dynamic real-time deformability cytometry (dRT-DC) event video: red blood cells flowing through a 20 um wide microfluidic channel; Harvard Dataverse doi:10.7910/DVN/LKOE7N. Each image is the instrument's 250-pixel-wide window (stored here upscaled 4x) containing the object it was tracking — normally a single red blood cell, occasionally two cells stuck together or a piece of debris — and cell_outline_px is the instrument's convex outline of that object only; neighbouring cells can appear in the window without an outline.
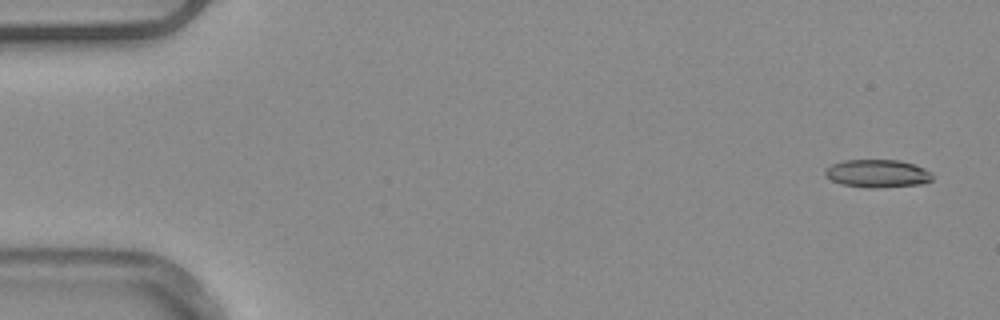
{"species": "common noctule bat (a hibernating species)", "species_latin": "Nyctalus noctula", "temperature_condition": "warm", "stored_images_in_passage": 10, "segment_of_instrument_passage": [2, 2], "camera_frame_rate_fps": 3000, "um_per_image_px": 0.085, "animal": {"sex": "male", "body_mass_g": 20.4}, "frame": {"image": 1, "passage_image": 10, "time_ms": 3.0, "image_size_px": [1000, 320], "cell_outline_px": [[936, 176], [932, 180], [924, 184], [876, 188], [868, 188], [840, 184], [832, 180], [824, 172], [832, 164], [844, 160], [900, 160], [924, 168], [932, 172]], "centroid_in_image_um": [74.65, 14.76], "position_along_channel_um": 10.3, "area_um2": 17.57}}